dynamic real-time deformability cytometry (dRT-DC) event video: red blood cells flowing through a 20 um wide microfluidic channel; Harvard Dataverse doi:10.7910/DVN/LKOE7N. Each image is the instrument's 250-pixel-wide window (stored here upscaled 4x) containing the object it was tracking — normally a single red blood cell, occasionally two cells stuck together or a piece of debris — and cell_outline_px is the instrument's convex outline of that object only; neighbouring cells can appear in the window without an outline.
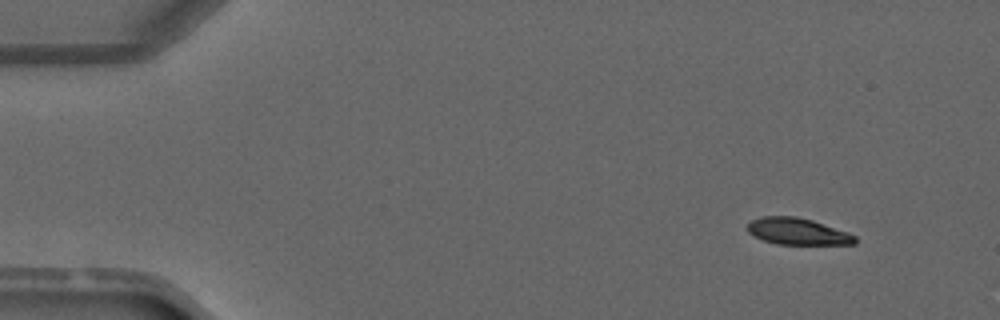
{"species": "common noctule bat (a hibernating species)", "species_latin": "Nyctalus noctula", "temperature_condition": "warm", "stored_images_in_passage": 2, "camera_frame_rate_fps": 3000, "um_per_image_px": 0.085, "animal": {"sex": "male", "forearm_length_mm": 52.5}, "frame": {"image": 1, "passage_image": 1, "time_ms": 0.0, "image_size_px": [1000, 320], "cell_outline_px": [[856, 244], [776, 244], [764, 240], [748, 232], [748, 224], [752, 220], [760, 216], [796, 216], [812, 220], [848, 232], [856, 236]], "centroid_in_image_um": [67.8, 19.66], "position_along_channel_um": 17.2, "area_um2": 16.59}}